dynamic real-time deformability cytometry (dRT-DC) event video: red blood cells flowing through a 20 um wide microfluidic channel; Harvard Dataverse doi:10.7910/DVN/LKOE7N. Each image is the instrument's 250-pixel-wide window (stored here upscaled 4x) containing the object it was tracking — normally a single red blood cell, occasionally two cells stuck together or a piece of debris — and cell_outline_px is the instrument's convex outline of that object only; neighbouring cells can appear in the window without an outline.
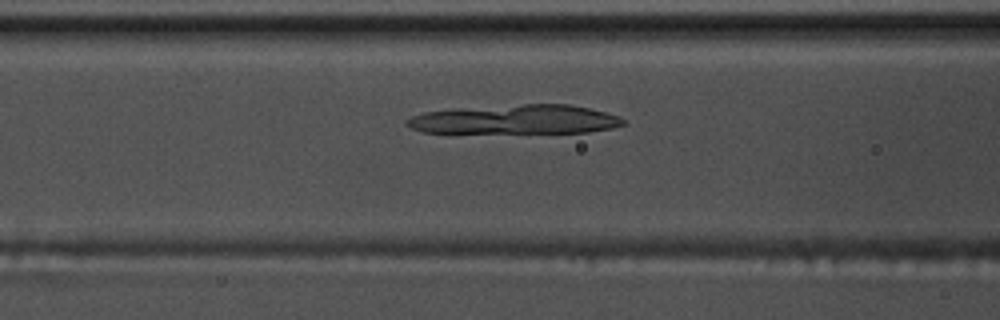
{"species": "common noctule bat (a hibernating species)", "species_latin": "Nyctalus noctula", "temperature_condition": "warm", "stored_images_in_passage": 42, "camera_frame_rate_fps": 3000, "um_per_image_px": 0.085, "animal": {"sex": "male", "body_mass_g": 17.5, "forearm_length_mm": 52.3}, "frame": {"image": 1, "passage_image": 10, "time_ms": 3.0, "image_size_px": [1000, 320], "cell_outline_px": [[624, 124], [612, 128], [588, 132], [424, 132], [412, 128], [404, 124], [404, 120], [412, 116], [424, 112], [524, 104], [568, 104], [588, 108], [620, 116], [624, 120]], "centroid_in_image_um": [43.85, 10.16], "position_along_channel_um": 122.8, "area_um2": 36.01}}